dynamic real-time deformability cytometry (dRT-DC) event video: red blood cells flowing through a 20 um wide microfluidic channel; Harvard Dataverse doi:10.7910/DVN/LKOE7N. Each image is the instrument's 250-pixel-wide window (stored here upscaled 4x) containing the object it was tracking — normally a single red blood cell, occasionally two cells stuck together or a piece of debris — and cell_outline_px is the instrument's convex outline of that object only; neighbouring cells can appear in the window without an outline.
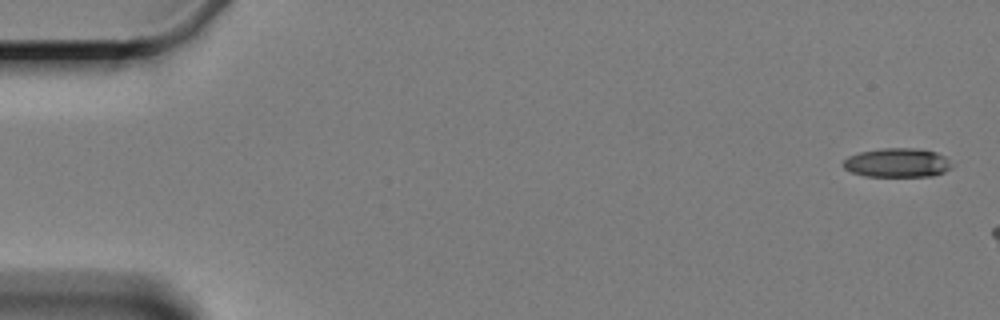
{"species": "Egyptian fruit bat (a non-hibernating species)", "species_latin": "Rousettus aegyptiacus", "temperature_condition": "cold", "stored_images_in_passage": 3, "camera_frame_rate_fps": 3000, "um_per_image_px": 0.085, "animal": {"sex": "female"}, "frame": {"image": 1, "passage_image": 1, "time_ms": 0.0, "image_size_px": [1000, 320], "cell_outline_px": [[952, 168], [944, 172], [932, 176], [868, 176], [852, 172], [844, 168], [844, 160], [848, 156], [860, 152], [880, 148], [920, 148], [936, 152], [944, 156], [948, 160]], "centroid_in_image_um": [76.28, 13.82], "position_along_channel_um": 8.7, "area_um2": 18.32}}